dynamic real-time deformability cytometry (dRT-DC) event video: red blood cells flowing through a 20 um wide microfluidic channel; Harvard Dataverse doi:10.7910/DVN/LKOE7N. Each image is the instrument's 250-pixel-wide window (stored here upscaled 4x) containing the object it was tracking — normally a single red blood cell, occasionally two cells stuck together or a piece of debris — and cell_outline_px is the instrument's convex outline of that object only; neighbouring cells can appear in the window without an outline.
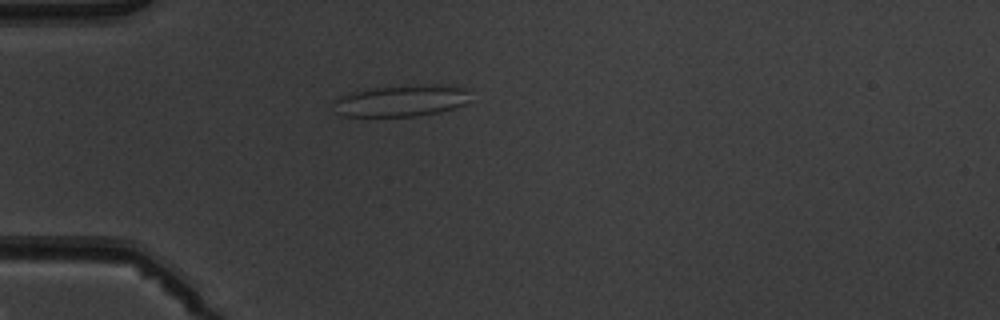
{"species": "common noctule bat (a hibernating species)", "species_latin": "Nyctalus noctula", "temperature_condition": "warm", "stored_images_in_passage": 2, "camera_frame_rate_fps": 3000, "um_per_image_px": 0.085, "animal": {"sex": "male", "body_mass_g": 19.5, "forearm_length_mm": 54.6}, "frame": {"image": 1, "passage_image": 2, "time_ms": 1.333, "image_size_px": [1000, 320], "cell_outline_px": [[468, 100], [464, 104], [456, 108], [440, 112], [416, 116], [344, 116], [336, 112], [332, 100], [356, 92], [372, 88], [432, 84], [444, 84], [468, 88]], "centroid_in_image_um": [34.17, 8.56], "position_along_channel_um": 50.8, "area_um2": 25.03}}